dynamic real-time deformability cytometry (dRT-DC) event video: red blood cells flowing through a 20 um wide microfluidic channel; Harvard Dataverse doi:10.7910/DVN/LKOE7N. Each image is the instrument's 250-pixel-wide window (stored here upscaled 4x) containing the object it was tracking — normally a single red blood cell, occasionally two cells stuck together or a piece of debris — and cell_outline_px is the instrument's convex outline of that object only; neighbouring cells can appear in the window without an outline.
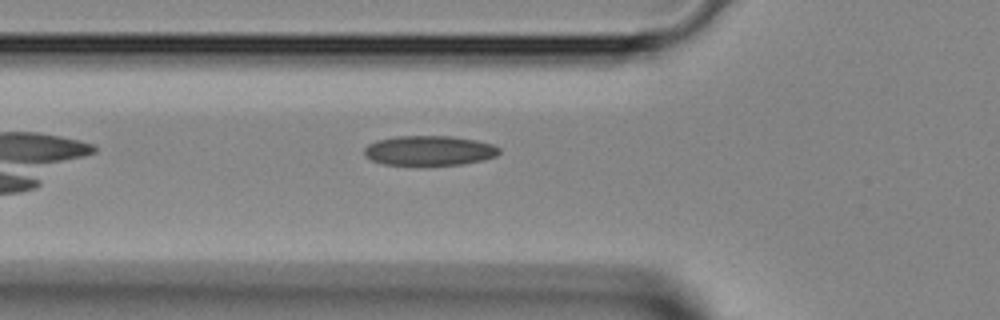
{"species": "Egyptian fruit bat (a non-hibernating species)", "species_latin": "Rousettus aegyptiacus", "temperature_condition": "room temperature", "stored_images_in_passage": 27, "camera_frame_rate_fps": 3000, "um_per_image_px": 0.085, "animal": {"sex": "female"}, "frame": {"image": 1, "passage_image": 2, "time_ms": 0.333, "image_size_px": [1000, 320], "cell_outline_px": [[500, 152], [496, 156], [484, 160], [464, 164], [384, 164], [372, 160], [364, 156], [364, 148], [368, 144], [376, 140], [396, 136], [452, 136], [476, 140], [492, 144], [500, 148]], "centroid_in_image_um": [36.49, 12.78], "position_along_channel_um": 89.3, "area_um2": 23.35}}
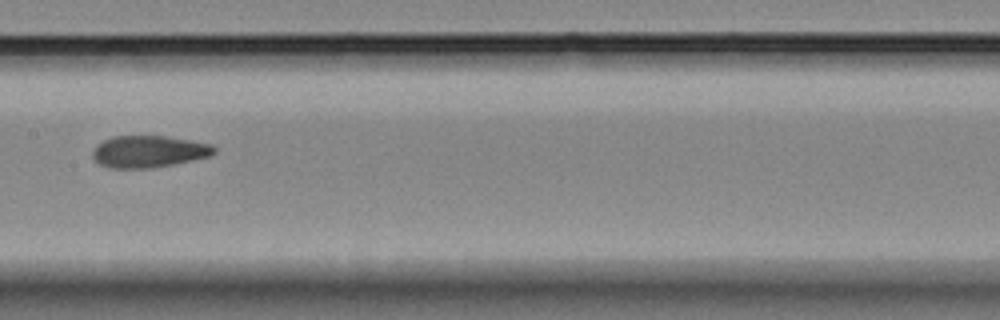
{"frame": {"image": 2, "passage_image": 9, "time_ms": 2.667, "image_size_px": [1000, 320], "cell_outline_px": [[216, 152], [208, 156], [192, 160], [152, 168], [108, 168], [92, 160], [92, 152], [96, 144], [112, 136], [164, 136], [212, 144], [216, 148]], "centroid_in_image_um": [12.59, 12.88], "position_along_channel_um": 194.8, "area_um2": 22.6}}
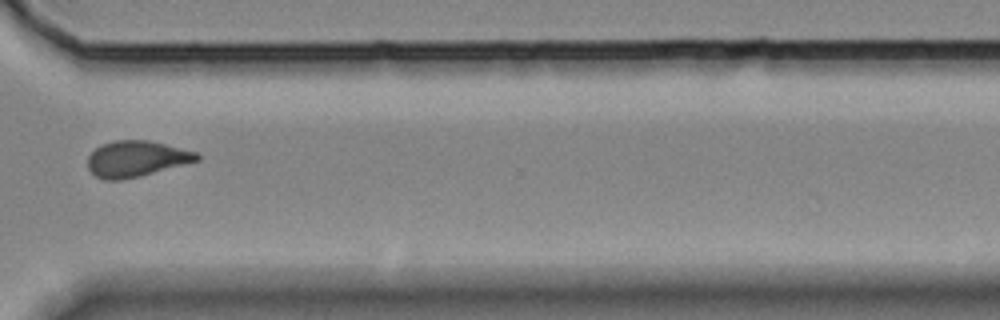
{"frame": {"image": 3, "passage_image": 20, "time_ms": 6.333, "image_size_px": [1000, 320], "cell_outline_px": [[200, 160], [140, 176], [124, 180], [104, 180], [96, 176], [88, 168], [88, 156], [100, 144], [116, 140], [148, 140], [196, 152], [200, 156]], "centroid_in_image_um": [11.56, 13.5], "position_along_channel_um": 359.0, "area_um2": 22.77}}